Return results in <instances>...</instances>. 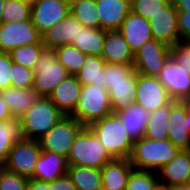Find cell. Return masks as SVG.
Wrapping results in <instances>:
<instances>
[{"label": "cell", "mask_w": 190, "mask_h": 190, "mask_svg": "<svg viewBox=\"0 0 190 190\" xmlns=\"http://www.w3.org/2000/svg\"><path fill=\"white\" fill-rule=\"evenodd\" d=\"M104 83L113 113L121 112L135 103L137 71L133 65L106 63Z\"/></svg>", "instance_id": "cell-1"}, {"label": "cell", "mask_w": 190, "mask_h": 190, "mask_svg": "<svg viewBox=\"0 0 190 190\" xmlns=\"http://www.w3.org/2000/svg\"><path fill=\"white\" fill-rule=\"evenodd\" d=\"M178 151L169 139L153 140L143 137L134 141L129 160L136 170L158 172Z\"/></svg>", "instance_id": "cell-2"}, {"label": "cell", "mask_w": 190, "mask_h": 190, "mask_svg": "<svg viewBox=\"0 0 190 190\" xmlns=\"http://www.w3.org/2000/svg\"><path fill=\"white\" fill-rule=\"evenodd\" d=\"M88 127L112 158H130L134 141L115 113L93 122Z\"/></svg>", "instance_id": "cell-3"}, {"label": "cell", "mask_w": 190, "mask_h": 190, "mask_svg": "<svg viewBox=\"0 0 190 190\" xmlns=\"http://www.w3.org/2000/svg\"><path fill=\"white\" fill-rule=\"evenodd\" d=\"M113 158L88 126L76 136L67 156L68 165L102 169Z\"/></svg>", "instance_id": "cell-4"}, {"label": "cell", "mask_w": 190, "mask_h": 190, "mask_svg": "<svg viewBox=\"0 0 190 190\" xmlns=\"http://www.w3.org/2000/svg\"><path fill=\"white\" fill-rule=\"evenodd\" d=\"M64 116L48 97H39L21 117L24 138L39 140Z\"/></svg>", "instance_id": "cell-5"}, {"label": "cell", "mask_w": 190, "mask_h": 190, "mask_svg": "<svg viewBox=\"0 0 190 190\" xmlns=\"http://www.w3.org/2000/svg\"><path fill=\"white\" fill-rule=\"evenodd\" d=\"M33 70V89L40 97H49L52 91L70 74L58 61L55 50L44 48Z\"/></svg>", "instance_id": "cell-6"}, {"label": "cell", "mask_w": 190, "mask_h": 190, "mask_svg": "<svg viewBox=\"0 0 190 190\" xmlns=\"http://www.w3.org/2000/svg\"><path fill=\"white\" fill-rule=\"evenodd\" d=\"M112 113L107 89L91 84L82 85L78 105L71 116L83 126H89Z\"/></svg>", "instance_id": "cell-7"}, {"label": "cell", "mask_w": 190, "mask_h": 190, "mask_svg": "<svg viewBox=\"0 0 190 190\" xmlns=\"http://www.w3.org/2000/svg\"><path fill=\"white\" fill-rule=\"evenodd\" d=\"M84 126L72 116H64L38 141L41 151H48L67 158L78 133Z\"/></svg>", "instance_id": "cell-8"}, {"label": "cell", "mask_w": 190, "mask_h": 190, "mask_svg": "<svg viewBox=\"0 0 190 190\" xmlns=\"http://www.w3.org/2000/svg\"><path fill=\"white\" fill-rule=\"evenodd\" d=\"M170 57L171 47L152 39L134 53L133 67L141 75L157 77Z\"/></svg>", "instance_id": "cell-9"}, {"label": "cell", "mask_w": 190, "mask_h": 190, "mask_svg": "<svg viewBox=\"0 0 190 190\" xmlns=\"http://www.w3.org/2000/svg\"><path fill=\"white\" fill-rule=\"evenodd\" d=\"M32 44L43 43L42 35L34 27L31 17L22 22L0 25V53H10L14 48Z\"/></svg>", "instance_id": "cell-10"}, {"label": "cell", "mask_w": 190, "mask_h": 190, "mask_svg": "<svg viewBox=\"0 0 190 190\" xmlns=\"http://www.w3.org/2000/svg\"><path fill=\"white\" fill-rule=\"evenodd\" d=\"M40 154L39 141L24 138L14 143L8 153L4 168L30 179L34 174L35 164Z\"/></svg>", "instance_id": "cell-11"}, {"label": "cell", "mask_w": 190, "mask_h": 190, "mask_svg": "<svg viewBox=\"0 0 190 190\" xmlns=\"http://www.w3.org/2000/svg\"><path fill=\"white\" fill-rule=\"evenodd\" d=\"M70 13L67 0H36L31 6V20L34 27L42 34L60 23Z\"/></svg>", "instance_id": "cell-12"}, {"label": "cell", "mask_w": 190, "mask_h": 190, "mask_svg": "<svg viewBox=\"0 0 190 190\" xmlns=\"http://www.w3.org/2000/svg\"><path fill=\"white\" fill-rule=\"evenodd\" d=\"M171 101L172 98L167 89L158 80V77L137 73L136 104L151 113L160 107L168 105Z\"/></svg>", "instance_id": "cell-13"}, {"label": "cell", "mask_w": 190, "mask_h": 190, "mask_svg": "<svg viewBox=\"0 0 190 190\" xmlns=\"http://www.w3.org/2000/svg\"><path fill=\"white\" fill-rule=\"evenodd\" d=\"M157 77L173 101H190V74L173 58L168 59Z\"/></svg>", "instance_id": "cell-14"}, {"label": "cell", "mask_w": 190, "mask_h": 190, "mask_svg": "<svg viewBox=\"0 0 190 190\" xmlns=\"http://www.w3.org/2000/svg\"><path fill=\"white\" fill-rule=\"evenodd\" d=\"M149 24L153 39L160 41L169 47L180 41L178 30V11L170 1L161 11L154 15Z\"/></svg>", "instance_id": "cell-15"}, {"label": "cell", "mask_w": 190, "mask_h": 190, "mask_svg": "<svg viewBox=\"0 0 190 190\" xmlns=\"http://www.w3.org/2000/svg\"><path fill=\"white\" fill-rule=\"evenodd\" d=\"M157 173L160 187L169 190L190 183V159L187 150H179L175 157Z\"/></svg>", "instance_id": "cell-16"}, {"label": "cell", "mask_w": 190, "mask_h": 190, "mask_svg": "<svg viewBox=\"0 0 190 190\" xmlns=\"http://www.w3.org/2000/svg\"><path fill=\"white\" fill-rule=\"evenodd\" d=\"M83 27L81 22L70 12L60 23L41 34L42 43L46 49L52 50L72 44Z\"/></svg>", "instance_id": "cell-17"}, {"label": "cell", "mask_w": 190, "mask_h": 190, "mask_svg": "<svg viewBox=\"0 0 190 190\" xmlns=\"http://www.w3.org/2000/svg\"><path fill=\"white\" fill-rule=\"evenodd\" d=\"M186 101H171L168 124V139L179 149L190 147L189 126L185 123Z\"/></svg>", "instance_id": "cell-18"}, {"label": "cell", "mask_w": 190, "mask_h": 190, "mask_svg": "<svg viewBox=\"0 0 190 190\" xmlns=\"http://www.w3.org/2000/svg\"><path fill=\"white\" fill-rule=\"evenodd\" d=\"M100 28L105 31L119 30L131 12V0H95Z\"/></svg>", "instance_id": "cell-19"}, {"label": "cell", "mask_w": 190, "mask_h": 190, "mask_svg": "<svg viewBox=\"0 0 190 190\" xmlns=\"http://www.w3.org/2000/svg\"><path fill=\"white\" fill-rule=\"evenodd\" d=\"M82 84L75 75H69L48 97L65 115L71 116L78 105Z\"/></svg>", "instance_id": "cell-20"}, {"label": "cell", "mask_w": 190, "mask_h": 190, "mask_svg": "<svg viewBox=\"0 0 190 190\" xmlns=\"http://www.w3.org/2000/svg\"><path fill=\"white\" fill-rule=\"evenodd\" d=\"M135 53L144 43L153 39L149 20L132 11L127 15L118 30Z\"/></svg>", "instance_id": "cell-21"}, {"label": "cell", "mask_w": 190, "mask_h": 190, "mask_svg": "<svg viewBox=\"0 0 190 190\" xmlns=\"http://www.w3.org/2000/svg\"><path fill=\"white\" fill-rule=\"evenodd\" d=\"M106 63L133 65L134 53L118 30L105 31L101 56Z\"/></svg>", "instance_id": "cell-22"}, {"label": "cell", "mask_w": 190, "mask_h": 190, "mask_svg": "<svg viewBox=\"0 0 190 190\" xmlns=\"http://www.w3.org/2000/svg\"><path fill=\"white\" fill-rule=\"evenodd\" d=\"M67 158L48 151H41L35 164L34 174L30 179L52 182L67 174Z\"/></svg>", "instance_id": "cell-23"}, {"label": "cell", "mask_w": 190, "mask_h": 190, "mask_svg": "<svg viewBox=\"0 0 190 190\" xmlns=\"http://www.w3.org/2000/svg\"><path fill=\"white\" fill-rule=\"evenodd\" d=\"M133 170L129 159L113 158L101 169L102 190H126Z\"/></svg>", "instance_id": "cell-24"}, {"label": "cell", "mask_w": 190, "mask_h": 190, "mask_svg": "<svg viewBox=\"0 0 190 190\" xmlns=\"http://www.w3.org/2000/svg\"><path fill=\"white\" fill-rule=\"evenodd\" d=\"M128 135L133 141L144 137L147 128V121L150 117V112L142 106L134 103L129 105L125 110L115 113Z\"/></svg>", "instance_id": "cell-25"}, {"label": "cell", "mask_w": 190, "mask_h": 190, "mask_svg": "<svg viewBox=\"0 0 190 190\" xmlns=\"http://www.w3.org/2000/svg\"><path fill=\"white\" fill-rule=\"evenodd\" d=\"M0 96L8 105L12 116L20 118L40 97L33 88L22 89L15 87L0 90Z\"/></svg>", "instance_id": "cell-26"}, {"label": "cell", "mask_w": 190, "mask_h": 190, "mask_svg": "<svg viewBox=\"0 0 190 190\" xmlns=\"http://www.w3.org/2000/svg\"><path fill=\"white\" fill-rule=\"evenodd\" d=\"M24 139L20 117L0 122V168L4 167L14 143Z\"/></svg>", "instance_id": "cell-27"}, {"label": "cell", "mask_w": 190, "mask_h": 190, "mask_svg": "<svg viewBox=\"0 0 190 190\" xmlns=\"http://www.w3.org/2000/svg\"><path fill=\"white\" fill-rule=\"evenodd\" d=\"M67 175L77 190H102L101 169L68 165Z\"/></svg>", "instance_id": "cell-28"}, {"label": "cell", "mask_w": 190, "mask_h": 190, "mask_svg": "<svg viewBox=\"0 0 190 190\" xmlns=\"http://www.w3.org/2000/svg\"><path fill=\"white\" fill-rule=\"evenodd\" d=\"M106 61L101 56L87 55L82 68L75 74L82 85H94L106 88L104 83V67Z\"/></svg>", "instance_id": "cell-29"}, {"label": "cell", "mask_w": 190, "mask_h": 190, "mask_svg": "<svg viewBox=\"0 0 190 190\" xmlns=\"http://www.w3.org/2000/svg\"><path fill=\"white\" fill-rule=\"evenodd\" d=\"M104 40L105 30L84 26L79 30V35L73 41L72 45L86 55L102 56Z\"/></svg>", "instance_id": "cell-30"}, {"label": "cell", "mask_w": 190, "mask_h": 190, "mask_svg": "<svg viewBox=\"0 0 190 190\" xmlns=\"http://www.w3.org/2000/svg\"><path fill=\"white\" fill-rule=\"evenodd\" d=\"M170 103L150 113L144 137L153 140L168 139Z\"/></svg>", "instance_id": "cell-31"}, {"label": "cell", "mask_w": 190, "mask_h": 190, "mask_svg": "<svg viewBox=\"0 0 190 190\" xmlns=\"http://www.w3.org/2000/svg\"><path fill=\"white\" fill-rule=\"evenodd\" d=\"M70 12L83 26L100 28V19L95 0H78L70 4Z\"/></svg>", "instance_id": "cell-32"}, {"label": "cell", "mask_w": 190, "mask_h": 190, "mask_svg": "<svg viewBox=\"0 0 190 190\" xmlns=\"http://www.w3.org/2000/svg\"><path fill=\"white\" fill-rule=\"evenodd\" d=\"M55 53L70 75H75L82 68L87 56L72 44L56 48Z\"/></svg>", "instance_id": "cell-33"}, {"label": "cell", "mask_w": 190, "mask_h": 190, "mask_svg": "<svg viewBox=\"0 0 190 190\" xmlns=\"http://www.w3.org/2000/svg\"><path fill=\"white\" fill-rule=\"evenodd\" d=\"M160 188L157 172L134 169L128 179L126 190H157Z\"/></svg>", "instance_id": "cell-34"}, {"label": "cell", "mask_w": 190, "mask_h": 190, "mask_svg": "<svg viewBox=\"0 0 190 190\" xmlns=\"http://www.w3.org/2000/svg\"><path fill=\"white\" fill-rule=\"evenodd\" d=\"M44 48L43 44L24 45L14 48L9 54L12 62L33 69Z\"/></svg>", "instance_id": "cell-35"}, {"label": "cell", "mask_w": 190, "mask_h": 190, "mask_svg": "<svg viewBox=\"0 0 190 190\" xmlns=\"http://www.w3.org/2000/svg\"><path fill=\"white\" fill-rule=\"evenodd\" d=\"M31 5L20 0H5L2 7L3 23L22 22L30 18Z\"/></svg>", "instance_id": "cell-36"}, {"label": "cell", "mask_w": 190, "mask_h": 190, "mask_svg": "<svg viewBox=\"0 0 190 190\" xmlns=\"http://www.w3.org/2000/svg\"><path fill=\"white\" fill-rule=\"evenodd\" d=\"M169 2L170 0H131V11L150 20Z\"/></svg>", "instance_id": "cell-37"}, {"label": "cell", "mask_w": 190, "mask_h": 190, "mask_svg": "<svg viewBox=\"0 0 190 190\" xmlns=\"http://www.w3.org/2000/svg\"><path fill=\"white\" fill-rule=\"evenodd\" d=\"M29 178L0 168V190H27Z\"/></svg>", "instance_id": "cell-38"}, {"label": "cell", "mask_w": 190, "mask_h": 190, "mask_svg": "<svg viewBox=\"0 0 190 190\" xmlns=\"http://www.w3.org/2000/svg\"><path fill=\"white\" fill-rule=\"evenodd\" d=\"M11 87L31 89L33 87V70L12 62Z\"/></svg>", "instance_id": "cell-39"}, {"label": "cell", "mask_w": 190, "mask_h": 190, "mask_svg": "<svg viewBox=\"0 0 190 190\" xmlns=\"http://www.w3.org/2000/svg\"><path fill=\"white\" fill-rule=\"evenodd\" d=\"M171 58L190 74V41H179L171 47Z\"/></svg>", "instance_id": "cell-40"}, {"label": "cell", "mask_w": 190, "mask_h": 190, "mask_svg": "<svg viewBox=\"0 0 190 190\" xmlns=\"http://www.w3.org/2000/svg\"><path fill=\"white\" fill-rule=\"evenodd\" d=\"M12 60L9 53H0V90L11 87Z\"/></svg>", "instance_id": "cell-41"}, {"label": "cell", "mask_w": 190, "mask_h": 190, "mask_svg": "<svg viewBox=\"0 0 190 190\" xmlns=\"http://www.w3.org/2000/svg\"><path fill=\"white\" fill-rule=\"evenodd\" d=\"M178 11V30L181 41H190V10Z\"/></svg>", "instance_id": "cell-42"}, {"label": "cell", "mask_w": 190, "mask_h": 190, "mask_svg": "<svg viewBox=\"0 0 190 190\" xmlns=\"http://www.w3.org/2000/svg\"><path fill=\"white\" fill-rule=\"evenodd\" d=\"M53 190H77L70 177L65 174L53 181Z\"/></svg>", "instance_id": "cell-43"}, {"label": "cell", "mask_w": 190, "mask_h": 190, "mask_svg": "<svg viewBox=\"0 0 190 190\" xmlns=\"http://www.w3.org/2000/svg\"><path fill=\"white\" fill-rule=\"evenodd\" d=\"M27 190H53V181L48 183L29 179Z\"/></svg>", "instance_id": "cell-44"}, {"label": "cell", "mask_w": 190, "mask_h": 190, "mask_svg": "<svg viewBox=\"0 0 190 190\" xmlns=\"http://www.w3.org/2000/svg\"><path fill=\"white\" fill-rule=\"evenodd\" d=\"M12 113L8 105L2 100L0 96V122L6 121L7 119L12 118Z\"/></svg>", "instance_id": "cell-45"}, {"label": "cell", "mask_w": 190, "mask_h": 190, "mask_svg": "<svg viewBox=\"0 0 190 190\" xmlns=\"http://www.w3.org/2000/svg\"><path fill=\"white\" fill-rule=\"evenodd\" d=\"M177 10H190V0H172Z\"/></svg>", "instance_id": "cell-46"}, {"label": "cell", "mask_w": 190, "mask_h": 190, "mask_svg": "<svg viewBox=\"0 0 190 190\" xmlns=\"http://www.w3.org/2000/svg\"><path fill=\"white\" fill-rule=\"evenodd\" d=\"M185 123L187 126H189V132H190V101H186V118Z\"/></svg>", "instance_id": "cell-47"}, {"label": "cell", "mask_w": 190, "mask_h": 190, "mask_svg": "<svg viewBox=\"0 0 190 190\" xmlns=\"http://www.w3.org/2000/svg\"><path fill=\"white\" fill-rule=\"evenodd\" d=\"M4 1H5V0H0V25L3 23L2 7L4 6Z\"/></svg>", "instance_id": "cell-48"}, {"label": "cell", "mask_w": 190, "mask_h": 190, "mask_svg": "<svg viewBox=\"0 0 190 190\" xmlns=\"http://www.w3.org/2000/svg\"><path fill=\"white\" fill-rule=\"evenodd\" d=\"M175 190H190V183L186 184L185 186L176 188Z\"/></svg>", "instance_id": "cell-49"}, {"label": "cell", "mask_w": 190, "mask_h": 190, "mask_svg": "<svg viewBox=\"0 0 190 190\" xmlns=\"http://www.w3.org/2000/svg\"><path fill=\"white\" fill-rule=\"evenodd\" d=\"M21 2H25V3H27V4H29V5H33V3L36 1V0H20Z\"/></svg>", "instance_id": "cell-50"}, {"label": "cell", "mask_w": 190, "mask_h": 190, "mask_svg": "<svg viewBox=\"0 0 190 190\" xmlns=\"http://www.w3.org/2000/svg\"><path fill=\"white\" fill-rule=\"evenodd\" d=\"M70 4L78 0H67Z\"/></svg>", "instance_id": "cell-51"}, {"label": "cell", "mask_w": 190, "mask_h": 190, "mask_svg": "<svg viewBox=\"0 0 190 190\" xmlns=\"http://www.w3.org/2000/svg\"><path fill=\"white\" fill-rule=\"evenodd\" d=\"M157 190H169V189H166V188L160 187V188H158Z\"/></svg>", "instance_id": "cell-52"}, {"label": "cell", "mask_w": 190, "mask_h": 190, "mask_svg": "<svg viewBox=\"0 0 190 190\" xmlns=\"http://www.w3.org/2000/svg\"><path fill=\"white\" fill-rule=\"evenodd\" d=\"M187 152L189 154V159H190V147L187 149Z\"/></svg>", "instance_id": "cell-53"}]
</instances>
